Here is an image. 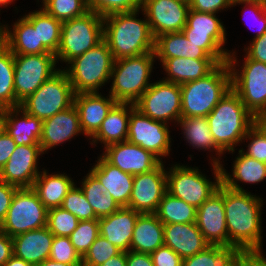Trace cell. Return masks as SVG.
<instances>
[{
  "instance_id": "5",
  "label": "cell",
  "mask_w": 266,
  "mask_h": 266,
  "mask_svg": "<svg viewBox=\"0 0 266 266\" xmlns=\"http://www.w3.org/2000/svg\"><path fill=\"white\" fill-rule=\"evenodd\" d=\"M155 58L152 51L114 60L110 77L113 82L109 95L116 102L134 104L152 84L148 80Z\"/></svg>"
},
{
  "instance_id": "35",
  "label": "cell",
  "mask_w": 266,
  "mask_h": 266,
  "mask_svg": "<svg viewBox=\"0 0 266 266\" xmlns=\"http://www.w3.org/2000/svg\"><path fill=\"white\" fill-rule=\"evenodd\" d=\"M33 27H38V46H44L56 55L61 36L62 22L47 14L42 8L24 16Z\"/></svg>"
},
{
  "instance_id": "56",
  "label": "cell",
  "mask_w": 266,
  "mask_h": 266,
  "mask_svg": "<svg viewBox=\"0 0 266 266\" xmlns=\"http://www.w3.org/2000/svg\"><path fill=\"white\" fill-rule=\"evenodd\" d=\"M13 255V239L0 229V266H3Z\"/></svg>"
},
{
  "instance_id": "42",
  "label": "cell",
  "mask_w": 266,
  "mask_h": 266,
  "mask_svg": "<svg viewBox=\"0 0 266 266\" xmlns=\"http://www.w3.org/2000/svg\"><path fill=\"white\" fill-rule=\"evenodd\" d=\"M100 235L99 221H79L76 229L71 233L69 239L76 252L81 258L88 252L92 243Z\"/></svg>"
},
{
  "instance_id": "53",
  "label": "cell",
  "mask_w": 266,
  "mask_h": 266,
  "mask_svg": "<svg viewBox=\"0 0 266 266\" xmlns=\"http://www.w3.org/2000/svg\"><path fill=\"white\" fill-rule=\"evenodd\" d=\"M261 250L241 251L238 254V266H266V258Z\"/></svg>"
},
{
  "instance_id": "64",
  "label": "cell",
  "mask_w": 266,
  "mask_h": 266,
  "mask_svg": "<svg viewBox=\"0 0 266 266\" xmlns=\"http://www.w3.org/2000/svg\"><path fill=\"white\" fill-rule=\"evenodd\" d=\"M231 2L233 6L236 4H241L242 2H260L266 4V0H231Z\"/></svg>"
},
{
  "instance_id": "52",
  "label": "cell",
  "mask_w": 266,
  "mask_h": 266,
  "mask_svg": "<svg viewBox=\"0 0 266 266\" xmlns=\"http://www.w3.org/2000/svg\"><path fill=\"white\" fill-rule=\"evenodd\" d=\"M18 187L0 180V225L5 220L12 198Z\"/></svg>"
},
{
  "instance_id": "25",
  "label": "cell",
  "mask_w": 266,
  "mask_h": 266,
  "mask_svg": "<svg viewBox=\"0 0 266 266\" xmlns=\"http://www.w3.org/2000/svg\"><path fill=\"white\" fill-rule=\"evenodd\" d=\"M54 235L47 226L13 237L14 255L32 266L48 259Z\"/></svg>"
},
{
  "instance_id": "48",
  "label": "cell",
  "mask_w": 266,
  "mask_h": 266,
  "mask_svg": "<svg viewBox=\"0 0 266 266\" xmlns=\"http://www.w3.org/2000/svg\"><path fill=\"white\" fill-rule=\"evenodd\" d=\"M251 140L248 144V149L244 152V149H240L243 154L250 158L266 163V139L260 133V131L253 125L243 139Z\"/></svg>"
},
{
  "instance_id": "29",
  "label": "cell",
  "mask_w": 266,
  "mask_h": 266,
  "mask_svg": "<svg viewBox=\"0 0 266 266\" xmlns=\"http://www.w3.org/2000/svg\"><path fill=\"white\" fill-rule=\"evenodd\" d=\"M154 53L157 59L189 58L214 60L203 49L190 42L183 32L165 33L154 41Z\"/></svg>"
},
{
  "instance_id": "51",
  "label": "cell",
  "mask_w": 266,
  "mask_h": 266,
  "mask_svg": "<svg viewBox=\"0 0 266 266\" xmlns=\"http://www.w3.org/2000/svg\"><path fill=\"white\" fill-rule=\"evenodd\" d=\"M244 51L249 59L266 63V32L262 36L253 38L251 44Z\"/></svg>"
},
{
  "instance_id": "15",
  "label": "cell",
  "mask_w": 266,
  "mask_h": 266,
  "mask_svg": "<svg viewBox=\"0 0 266 266\" xmlns=\"http://www.w3.org/2000/svg\"><path fill=\"white\" fill-rule=\"evenodd\" d=\"M168 124L153 120L134 108L130 113L127 141L152 152L161 161L170 154Z\"/></svg>"
},
{
  "instance_id": "59",
  "label": "cell",
  "mask_w": 266,
  "mask_h": 266,
  "mask_svg": "<svg viewBox=\"0 0 266 266\" xmlns=\"http://www.w3.org/2000/svg\"><path fill=\"white\" fill-rule=\"evenodd\" d=\"M253 125L266 139V113H260L253 116Z\"/></svg>"
},
{
  "instance_id": "46",
  "label": "cell",
  "mask_w": 266,
  "mask_h": 266,
  "mask_svg": "<svg viewBox=\"0 0 266 266\" xmlns=\"http://www.w3.org/2000/svg\"><path fill=\"white\" fill-rule=\"evenodd\" d=\"M89 11L104 17L117 12H131L142 8V0H86Z\"/></svg>"
},
{
  "instance_id": "22",
  "label": "cell",
  "mask_w": 266,
  "mask_h": 266,
  "mask_svg": "<svg viewBox=\"0 0 266 266\" xmlns=\"http://www.w3.org/2000/svg\"><path fill=\"white\" fill-rule=\"evenodd\" d=\"M108 97H103L99 92L75 94L74 106L86 137H92L98 131L108 112L117 103L110 95Z\"/></svg>"
},
{
  "instance_id": "3",
  "label": "cell",
  "mask_w": 266,
  "mask_h": 266,
  "mask_svg": "<svg viewBox=\"0 0 266 266\" xmlns=\"http://www.w3.org/2000/svg\"><path fill=\"white\" fill-rule=\"evenodd\" d=\"M217 146L224 152H234V147L244 140L253 126V115L240 97L230 89L206 117Z\"/></svg>"
},
{
  "instance_id": "18",
  "label": "cell",
  "mask_w": 266,
  "mask_h": 266,
  "mask_svg": "<svg viewBox=\"0 0 266 266\" xmlns=\"http://www.w3.org/2000/svg\"><path fill=\"white\" fill-rule=\"evenodd\" d=\"M42 153L40 145H17L0 170V180L18 188H31L40 174L37 161Z\"/></svg>"
},
{
  "instance_id": "41",
  "label": "cell",
  "mask_w": 266,
  "mask_h": 266,
  "mask_svg": "<svg viewBox=\"0 0 266 266\" xmlns=\"http://www.w3.org/2000/svg\"><path fill=\"white\" fill-rule=\"evenodd\" d=\"M43 10L64 22L83 16L89 11L86 0H43Z\"/></svg>"
},
{
  "instance_id": "61",
  "label": "cell",
  "mask_w": 266,
  "mask_h": 266,
  "mask_svg": "<svg viewBox=\"0 0 266 266\" xmlns=\"http://www.w3.org/2000/svg\"><path fill=\"white\" fill-rule=\"evenodd\" d=\"M6 133V108L0 110V137Z\"/></svg>"
},
{
  "instance_id": "7",
  "label": "cell",
  "mask_w": 266,
  "mask_h": 266,
  "mask_svg": "<svg viewBox=\"0 0 266 266\" xmlns=\"http://www.w3.org/2000/svg\"><path fill=\"white\" fill-rule=\"evenodd\" d=\"M215 182L206 179L198 169L176 164L167 171V192L199 208L221 185V163L212 159Z\"/></svg>"
},
{
  "instance_id": "10",
  "label": "cell",
  "mask_w": 266,
  "mask_h": 266,
  "mask_svg": "<svg viewBox=\"0 0 266 266\" xmlns=\"http://www.w3.org/2000/svg\"><path fill=\"white\" fill-rule=\"evenodd\" d=\"M75 92L68 75L60 69L33 94L20 102L19 107L42 121L74 105Z\"/></svg>"
},
{
  "instance_id": "20",
  "label": "cell",
  "mask_w": 266,
  "mask_h": 266,
  "mask_svg": "<svg viewBox=\"0 0 266 266\" xmlns=\"http://www.w3.org/2000/svg\"><path fill=\"white\" fill-rule=\"evenodd\" d=\"M103 152L108 163L132 175L148 173L162 163L152 152L128 141L111 144Z\"/></svg>"
},
{
  "instance_id": "23",
  "label": "cell",
  "mask_w": 266,
  "mask_h": 266,
  "mask_svg": "<svg viewBox=\"0 0 266 266\" xmlns=\"http://www.w3.org/2000/svg\"><path fill=\"white\" fill-rule=\"evenodd\" d=\"M141 213L128 207H120L111 215L99 218L100 235L121 251L128 252L134 226Z\"/></svg>"
},
{
  "instance_id": "30",
  "label": "cell",
  "mask_w": 266,
  "mask_h": 266,
  "mask_svg": "<svg viewBox=\"0 0 266 266\" xmlns=\"http://www.w3.org/2000/svg\"><path fill=\"white\" fill-rule=\"evenodd\" d=\"M164 245V224L154 213L140 214L134 226L130 251L151 254Z\"/></svg>"
},
{
  "instance_id": "36",
  "label": "cell",
  "mask_w": 266,
  "mask_h": 266,
  "mask_svg": "<svg viewBox=\"0 0 266 266\" xmlns=\"http://www.w3.org/2000/svg\"><path fill=\"white\" fill-rule=\"evenodd\" d=\"M83 180L80 189L83 191L88 203L91 205L98 218L111 215L120 208L110 193L105 191V187L91 171Z\"/></svg>"
},
{
  "instance_id": "37",
  "label": "cell",
  "mask_w": 266,
  "mask_h": 266,
  "mask_svg": "<svg viewBox=\"0 0 266 266\" xmlns=\"http://www.w3.org/2000/svg\"><path fill=\"white\" fill-rule=\"evenodd\" d=\"M163 224L196 222L197 208L166 192L154 213Z\"/></svg>"
},
{
  "instance_id": "63",
  "label": "cell",
  "mask_w": 266,
  "mask_h": 266,
  "mask_svg": "<svg viewBox=\"0 0 266 266\" xmlns=\"http://www.w3.org/2000/svg\"><path fill=\"white\" fill-rule=\"evenodd\" d=\"M5 25H0V49L5 45Z\"/></svg>"
},
{
  "instance_id": "40",
  "label": "cell",
  "mask_w": 266,
  "mask_h": 266,
  "mask_svg": "<svg viewBox=\"0 0 266 266\" xmlns=\"http://www.w3.org/2000/svg\"><path fill=\"white\" fill-rule=\"evenodd\" d=\"M14 90V54L4 45L0 49V106L18 107Z\"/></svg>"
},
{
  "instance_id": "26",
  "label": "cell",
  "mask_w": 266,
  "mask_h": 266,
  "mask_svg": "<svg viewBox=\"0 0 266 266\" xmlns=\"http://www.w3.org/2000/svg\"><path fill=\"white\" fill-rule=\"evenodd\" d=\"M120 207H127L131 197L134 175L121 171L102 156L90 170Z\"/></svg>"
},
{
  "instance_id": "33",
  "label": "cell",
  "mask_w": 266,
  "mask_h": 266,
  "mask_svg": "<svg viewBox=\"0 0 266 266\" xmlns=\"http://www.w3.org/2000/svg\"><path fill=\"white\" fill-rule=\"evenodd\" d=\"M46 170L38 175L32 185L40 201L47 209L61 207L63 199L74 187L75 183L67 175L47 174Z\"/></svg>"
},
{
  "instance_id": "11",
  "label": "cell",
  "mask_w": 266,
  "mask_h": 266,
  "mask_svg": "<svg viewBox=\"0 0 266 266\" xmlns=\"http://www.w3.org/2000/svg\"><path fill=\"white\" fill-rule=\"evenodd\" d=\"M48 209L32 188H18L0 229L11 238L47 226Z\"/></svg>"
},
{
  "instance_id": "55",
  "label": "cell",
  "mask_w": 266,
  "mask_h": 266,
  "mask_svg": "<svg viewBox=\"0 0 266 266\" xmlns=\"http://www.w3.org/2000/svg\"><path fill=\"white\" fill-rule=\"evenodd\" d=\"M17 144L11 136L7 133H4L0 137V170L9 160V157L12 155L16 149Z\"/></svg>"
},
{
  "instance_id": "12",
  "label": "cell",
  "mask_w": 266,
  "mask_h": 266,
  "mask_svg": "<svg viewBox=\"0 0 266 266\" xmlns=\"http://www.w3.org/2000/svg\"><path fill=\"white\" fill-rule=\"evenodd\" d=\"M182 32L190 42L199 45L218 64L228 61L230 52L223 48L226 30L216 14L189 9L187 24Z\"/></svg>"
},
{
  "instance_id": "4",
  "label": "cell",
  "mask_w": 266,
  "mask_h": 266,
  "mask_svg": "<svg viewBox=\"0 0 266 266\" xmlns=\"http://www.w3.org/2000/svg\"><path fill=\"white\" fill-rule=\"evenodd\" d=\"M181 87V118L207 117L231 89L228 63L219 64L201 79L185 82Z\"/></svg>"
},
{
  "instance_id": "27",
  "label": "cell",
  "mask_w": 266,
  "mask_h": 266,
  "mask_svg": "<svg viewBox=\"0 0 266 266\" xmlns=\"http://www.w3.org/2000/svg\"><path fill=\"white\" fill-rule=\"evenodd\" d=\"M133 103L117 102L108 112L98 131L92 136V142L100 141L107 147L111 144L127 141L130 113Z\"/></svg>"
},
{
  "instance_id": "60",
  "label": "cell",
  "mask_w": 266,
  "mask_h": 266,
  "mask_svg": "<svg viewBox=\"0 0 266 266\" xmlns=\"http://www.w3.org/2000/svg\"><path fill=\"white\" fill-rule=\"evenodd\" d=\"M3 266H32L21 258L13 255Z\"/></svg>"
},
{
  "instance_id": "66",
  "label": "cell",
  "mask_w": 266,
  "mask_h": 266,
  "mask_svg": "<svg viewBox=\"0 0 266 266\" xmlns=\"http://www.w3.org/2000/svg\"><path fill=\"white\" fill-rule=\"evenodd\" d=\"M228 266H238V255H237L236 259L231 264H229Z\"/></svg>"
},
{
  "instance_id": "6",
  "label": "cell",
  "mask_w": 266,
  "mask_h": 266,
  "mask_svg": "<svg viewBox=\"0 0 266 266\" xmlns=\"http://www.w3.org/2000/svg\"><path fill=\"white\" fill-rule=\"evenodd\" d=\"M114 59L107 43L103 40L94 48L74 58L64 71L75 94L93 93L111 77Z\"/></svg>"
},
{
  "instance_id": "38",
  "label": "cell",
  "mask_w": 266,
  "mask_h": 266,
  "mask_svg": "<svg viewBox=\"0 0 266 266\" xmlns=\"http://www.w3.org/2000/svg\"><path fill=\"white\" fill-rule=\"evenodd\" d=\"M178 123L184 131L185 140H187L193 148L215 150L219 156L223 154V151L217 146L213 139L206 117L181 118Z\"/></svg>"
},
{
  "instance_id": "65",
  "label": "cell",
  "mask_w": 266,
  "mask_h": 266,
  "mask_svg": "<svg viewBox=\"0 0 266 266\" xmlns=\"http://www.w3.org/2000/svg\"><path fill=\"white\" fill-rule=\"evenodd\" d=\"M13 0H0V6H8ZM1 8V7H0Z\"/></svg>"
},
{
  "instance_id": "8",
  "label": "cell",
  "mask_w": 266,
  "mask_h": 266,
  "mask_svg": "<svg viewBox=\"0 0 266 266\" xmlns=\"http://www.w3.org/2000/svg\"><path fill=\"white\" fill-rule=\"evenodd\" d=\"M104 40L103 17L94 11L62 22L60 44L56 53L59 59L69 63L74 58L97 46Z\"/></svg>"
},
{
  "instance_id": "43",
  "label": "cell",
  "mask_w": 266,
  "mask_h": 266,
  "mask_svg": "<svg viewBox=\"0 0 266 266\" xmlns=\"http://www.w3.org/2000/svg\"><path fill=\"white\" fill-rule=\"evenodd\" d=\"M61 207L75 215L79 221L99 220L83 191L76 185L65 196Z\"/></svg>"
},
{
  "instance_id": "57",
  "label": "cell",
  "mask_w": 266,
  "mask_h": 266,
  "mask_svg": "<svg viewBox=\"0 0 266 266\" xmlns=\"http://www.w3.org/2000/svg\"><path fill=\"white\" fill-rule=\"evenodd\" d=\"M126 266H154L151 254L126 252Z\"/></svg>"
},
{
  "instance_id": "50",
  "label": "cell",
  "mask_w": 266,
  "mask_h": 266,
  "mask_svg": "<svg viewBox=\"0 0 266 266\" xmlns=\"http://www.w3.org/2000/svg\"><path fill=\"white\" fill-rule=\"evenodd\" d=\"M231 6V0H190L189 2V7L192 10L214 14Z\"/></svg>"
},
{
  "instance_id": "31",
  "label": "cell",
  "mask_w": 266,
  "mask_h": 266,
  "mask_svg": "<svg viewBox=\"0 0 266 266\" xmlns=\"http://www.w3.org/2000/svg\"><path fill=\"white\" fill-rule=\"evenodd\" d=\"M168 74L163 80L175 84L204 78L211 73L219 64L215 60H199L189 58L158 59Z\"/></svg>"
},
{
  "instance_id": "28",
  "label": "cell",
  "mask_w": 266,
  "mask_h": 266,
  "mask_svg": "<svg viewBox=\"0 0 266 266\" xmlns=\"http://www.w3.org/2000/svg\"><path fill=\"white\" fill-rule=\"evenodd\" d=\"M20 113L22 116L19 118ZM42 122L19 106L6 108V133L17 145H40Z\"/></svg>"
},
{
  "instance_id": "1",
  "label": "cell",
  "mask_w": 266,
  "mask_h": 266,
  "mask_svg": "<svg viewBox=\"0 0 266 266\" xmlns=\"http://www.w3.org/2000/svg\"><path fill=\"white\" fill-rule=\"evenodd\" d=\"M223 202L228 246H237L241 251L262 250V198L223 185Z\"/></svg>"
},
{
  "instance_id": "62",
  "label": "cell",
  "mask_w": 266,
  "mask_h": 266,
  "mask_svg": "<svg viewBox=\"0 0 266 266\" xmlns=\"http://www.w3.org/2000/svg\"><path fill=\"white\" fill-rule=\"evenodd\" d=\"M36 266H82V265H68V264H65L62 262L53 261V260L48 258Z\"/></svg>"
},
{
  "instance_id": "13",
  "label": "cell",
  "mask_w": 266,
  "mask_h": 266,
  "mask_svg": "<svg viewBox=\"0 0 266 266\" xmlns=\"http://www.w3.org/2000/svg\"><path fill=\"white\" fill-rule=\"evenodd\" d=\"M54 54L14 55V90L21 102L33 94L46 80L60 69H55Z\"/></svg>"
},
{
  "instance_id": "9",
  "label": "cell",
  "mask_w": 266,
  "mask_h": 266,
  "mask_svg": "<svg viewBox=\"0 0 266 266\" xmlns=\"http://www.w3.org/2000/svg\"><path fill=\"white\" fill-rule=\"evenodd\" d=\"M235 52L228 56L231 72V89L240 97L247 110L253 115L266 113V63L249 59L241 70H236Z\"/></svg>"
},
{
  "instance_id": "45",
  "label": "cell",
  "mask_w": 266,
  "mask_h": 266,
  "mask_svg": "<svg viewBox=\"0 0 266 266\" xmlns=\"http://www.w3.org/2000/svg\"><path fill=\"white\" fill-rule=\"evenodd\" d=\"M120 252L119 248L99 235L82 258V266H100Z\"/></svg>"
},
{
  "instance_id": "32",
  "label": "cell",
  "mask_w": 266,
  "mask_h": 266,
  "mask_svg": "<svg viewBox=\"0 0 266 266\" xmlns=\"http://www.w3.org/2000/svg\"><path fill=\"white\" fill-rule=\"evenodd\" d=\"M5 45L14 55L53 54L38 46V27H33L24 16L14 23L12 31L5 26Z\"/></svg>"
},
{
  "instance_id": "19",
  "label": "cell",
  "mask_w": 266,
  "mask_h": 266,
  "mask_svg": "<svg viewBox=\"0 0 266 266\" xmlns=\"http://www.w3.org/2000/svg\"><path fill=\"white\" fill-rule=\"evenodd\" d=\"M196 224L210 245L228 246L223 184L198 209Z\"/></svg>"
},
{
  "instance_id": "39",
  "label": "cell",
  "mask_w": 266,
  "mask_h": 266,
  "mask_svg": "<svg viewBox=\"0 0 266 266\" xmlns=\"http://www.w3.org/2000/svg\"><path fill=\"white\" fill-rule=\"evenodd\" d=\"M240 252L234 245H209L199 253L183 259V266H228Z\"/></svg>"
},
{
  "instance_id": "17",
  "label": "cell",
  "mask_w": 266,
  "mask_h": 266,
  "mask_svg": "<svg viewBox=\"0 0 266 266\" xmlns=\"http://www.w3.org/2000/svg\"><path fill=\"white\" fill-rule=\"evenodd\" d=\"M167 192V171L163 162L148 173L134 175L128 208L141 214L155 213Z\"/></svg>"
},
{
  "instance_id": "49",
  "label": "cell",
  "mask_w": 266,
  "mask_h": 266,
  "mask_svg": "<svg viewBox=\"0 0 266 266\" xmlns=\"http://www.w3.org/2000/svg\"><path fill=\"white\" fill-rule=\"evenodd\" d=\"M154 266H183V259L170 247L160 246L151 253Z\"/></svg>"
},
{
  "instance_id": "24",
  "label": "cell",
  "mask_w": 266,
  "mask_h": 266,
  "mask_svg": "<svg viewBox=\"0 0 266 266\" xmlns=\"http://www.w3.org/2000/svg\"><path fill=\"white\" fill-rule=\"evenodd\" d=\"M164 245L185 259L199 253L210 244L205 240L196 222H192L164 224Z\"/></svg>"
},
{
  "instance_id": "54",
  "label": "cell",
  "mask_w": 266,
  "mask_h": 266,
  "mask_svg": "<svg viewBox=\"0 0 266 266\" xmlns=\"http://www.w3.org/2000/svg\"><path fill=\"white\" fill-rule=\"evenodd\" d=\"M242 4H245V6L248 5L251 13H254L252 15L262 23L257 29L254 38L262 36L266 32V4L260 2H242Z\"/></svg>"
},
{
  "instance_id": "34",
  "label": "cell",
  "mask_w": 266,
  "mask_h": 266,
  "mask_svg": "<svg viewBox=\"0 0 266 266\" xmlns=\"http://www.w3.org/2000/svg\"><path fill=\"white\" fill-rule=\"evenodd\" d=\"M232 170L233 178L221 164V182L232 190L246 191L237 184V181L256 184L266 179V163L246 156L241 150L234 161Z\"/></svg>"
},
{
  "instance_id": "16",
  "label": "cell",
  "mask_w": 266,
  "mask_h": 266,
  "mask_svg": "<svg viewBox=\"0 0 266 266\" xmlns=\"http://www.w3.org/2000/svg\"><path fill=\"white\" fill-rule=\"evenodd\" d=\"M189 9V3L183 0H142L141 8L154 39L165 33L182 32Z\"/></svg>"
},
{
  "instance_id": "58",
  "label": "cell",
  "mask_w": 266,
  "mask_h": 266,
  "mask_svg": "<svg viewBox=\"0 0 266 266\" xmlns=\"http://www.w3.org/2000/svg\"><path fill=\"white\" fill-rule=\"evenodd\" d=\"M100 266H126V252L121 251L118 255L109 258Z\"/></svg>"
},
{
  "instance_id": "2",
  "label": "cell",
  "mask_w": 266,
  "mask_h": 266,
  "mask_svg": "<svg viewBox=\"0 0 266 266\" xmlns=\"http://www.w3.org/2000/svg\"><path fill=\"white\" fill-rule=\"evenodd\" d=\"M139 11L117 12L103 17L104 41L114 60L154 51L155 39L147 17L136 19Z\"/></svg>"
},
{
  "instance_id": "47",
  "label": "cell",
  "mask_w": 266,
  "mask_h": 266,
  "mask_svg": "<svg viewBox=\"0 0 266 266\" xmlns=\"http://www.w3.org/2000/svg\"><path fill=\"white\" fill-rule=\"evenodd\" d=\"M49 259L68 265H82V258L74 249L69 237L54 236Z\"/></svg>"
},
{
  "instance_id": "44",
  "label": "cell",
  "mask_w": 266,
  "mask_h": 266,
  "mask_svg": "<svg viewBox=\"0 0 266 266\" xmlns=\"http://www.w3.org/2000/svg\"><path fill=\"white\" fill-rule=\"evenodd\" d=\"M78 223L77 217L62 207L48 209L47 228L54 236L69 237Z\"/></svg>"
},
{
  "instance_id": "21",
  "label": "cell",
  "mask_w": 266,
  "mask_h": 266,
  "mask_svg": "<svg viewBox=\"0 0 266 266\" xmlns=\"http://www.w3.org/2000/svg\"><path fill=\"white\" fill-rule=\"evenodd\" d=\"M80 132L83 133L79 114L74 105L43 120L40 138L43 154L58 144L72 139L75 135H79Z\"/></svg>"
},
{
  "instance_id": "14",
  "label": "cell",
  "mask_w": 266,
  "mask_h": 266,
  "mask_svg": "<svg viewBox=\"0 0 266 266\" xmlns=\"http://www.w3.org/2000/svg\"><path fill=\"white\" fill-rule=\"evenodd\" d=\"M180 84L160 80L152 83L134 103L135 108L153 120L167 124V121L181 119Z\"/></svg>"
}]
</instances>
